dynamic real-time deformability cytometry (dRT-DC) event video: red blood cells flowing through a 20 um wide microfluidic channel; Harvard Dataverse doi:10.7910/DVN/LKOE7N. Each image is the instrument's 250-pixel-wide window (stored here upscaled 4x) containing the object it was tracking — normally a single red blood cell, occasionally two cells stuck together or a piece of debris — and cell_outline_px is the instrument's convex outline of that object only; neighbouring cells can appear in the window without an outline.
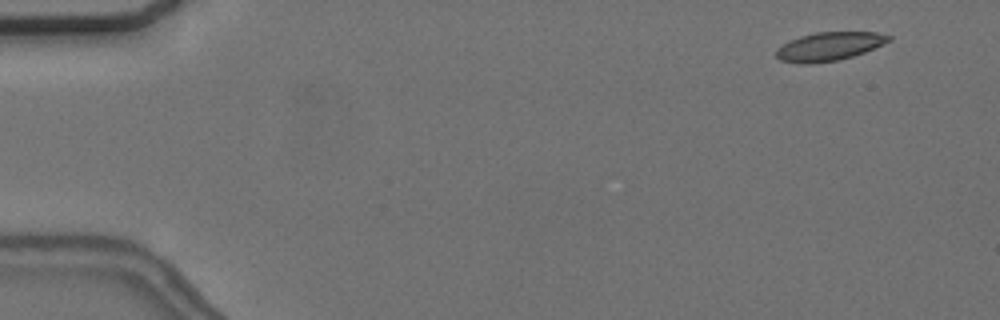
{"species": "common noctule bat (a hibernating species)", "species_latin": "Nyctalus noctula", "temperature_condition": "cold", "stored_images_in_passage": 57, "camera_frame_rate_fps": 3000, "um_per_image_px": 0.085, "animal": {"sex": "female", "body_mass_g": 24.6, "forearm_length_mm": 56.2}, "frame": {"image": 1, "passage_image": 5, "time_ms": 1.333, "image_size_px": [1000, 320], "cell_outline_px": [[892, 40], [864, 52], [852, 56], [836, 60], [812, 64], [800, 64], [780, 60], [776, 56], [776, 48], [800, 36], [816, 32], [876, 32], [892, 36]], "centroid_in_image_um": [70.48, 3.95], "position_along_channel_um": 14.5, "area_um2": 18.61}}
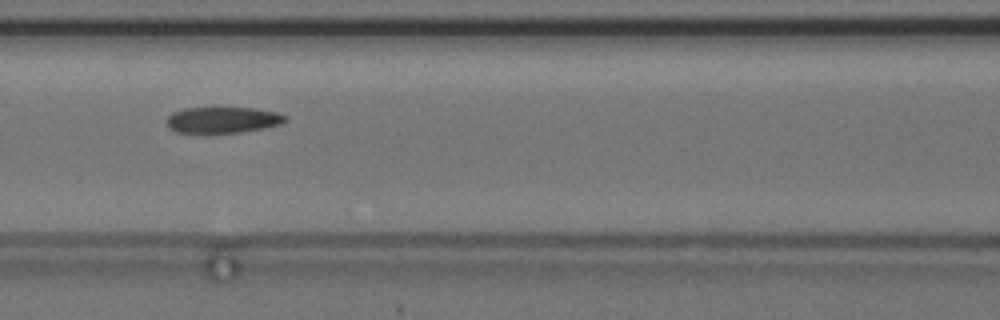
{"frame": {"image": 2, "passage_image": 26, "time_ms": 8.333, "image_size_px": [1000, 320], "cell_outline_px": [[288, 120], [280, 124], [264, 128], [240, 132], [204, 136], [176, 132], [168, 128], [164, 120], [172, 112], [184, 108], [256, 108], [280, 112], [288, 116]], "centroid_in_image_um": [18.88, 10.23], "position_along_channel_um": 147.7, "area_um2": 19.13}}
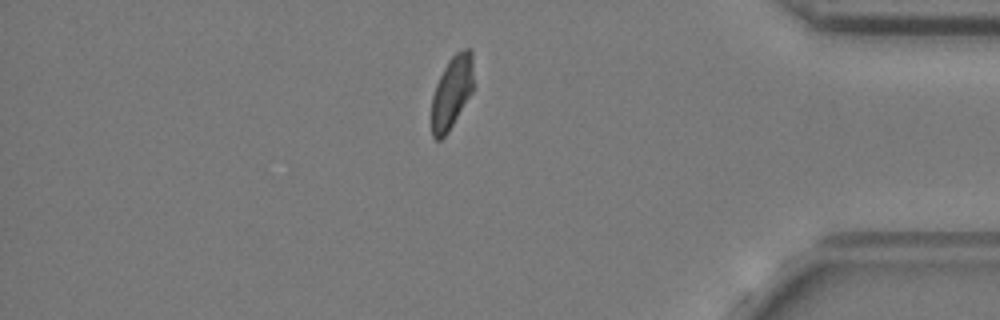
{"frame": {"image": 3, "passage_image": 49, "time_ms": 16.0, "image_size_px": [1000, 320], "cell_outline_px": [[472, 92], [448, 132], [440, 140], [436, 140], [432, 136], [432, 96], [436, 84], [448, 60], [456, 52], [464, 48], [468, 48], [472, 52]], "centroid_in_image_um": [38.39, 7.84], "position_along_channel_um": 396.8, "area_um2": 17.51}, "authors_computed_cell_mechanics": {"area_um2": 18.9584, "velocity_mm_per_s": 3.6524, "shape_relaxation_time_tau1_ms": 3.0539, "shape_relaxation_time_tau2_ms": 2.1151, "deformation_change_tau1": 0.1121, "deformation_change_tau2": 0.0854}}